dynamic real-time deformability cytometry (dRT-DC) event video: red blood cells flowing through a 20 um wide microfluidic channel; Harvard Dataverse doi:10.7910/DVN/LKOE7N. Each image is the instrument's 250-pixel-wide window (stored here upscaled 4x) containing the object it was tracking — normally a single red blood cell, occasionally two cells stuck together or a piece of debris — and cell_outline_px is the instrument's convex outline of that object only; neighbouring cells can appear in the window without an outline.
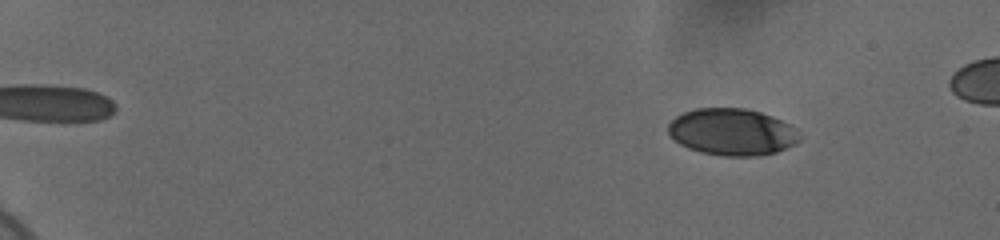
{"species": "human", "species_latin": "Homo sapiens", "temperature_condition": "cold", "stored_images_in_passage": 58, "camera_frame_rate_fps": 3000, "um_per_image_px": 0.085, "donor": {"sex": "female"}, "frame": {"image": 1, "passage_image": 8, "time_ms": 2.333, "image_size_px": [1000, 240], "cell_outline_px": [[800, 140], [776, 152], [756, 156], [724, 156], [700, 152], [688, 148], [680, 144], [668, 132], [668, 124], [676, 116], [684, 112], [696, 108], [748, 108], [772, 116], [788, 124], [800, 136]], "centroid_in_image_um": [62.19, 11.21], "position_along_channel_um": 22.8, "area_um2": 35.55}}
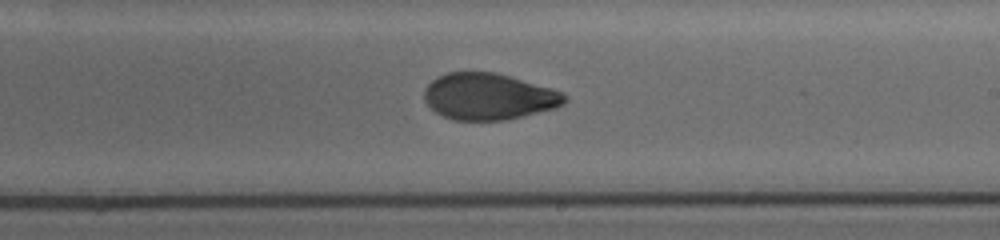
{"frame": {"image": 2, "passage_image": 38, "time_ms": 12.333, "image_size_px": [1000, 240], "cell_outline_px": [[568, 100], [564, 104], [556, 108], [504, 120], [452, 120], [436, 112], [424, 100], [424, 88], [436, 76], [448, 72], [496, 72], [552, 88], [564, 92], [568, 96]], "centroid_in_image_um": [41.55, 8.19], "position_along_channel_um": 247.4, "area_um2": 38.21}}
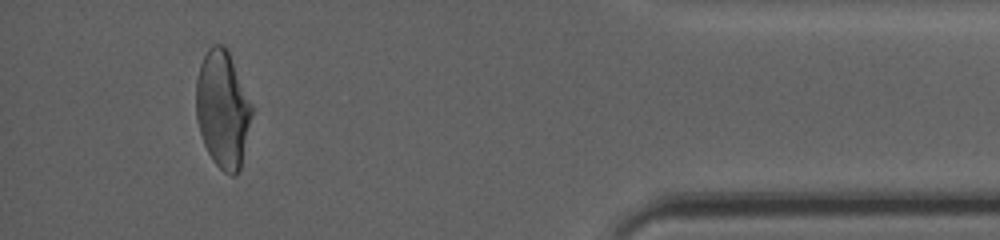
{"frame": {"image": 3, "passage_image": 55, "time_ms": 18.0, "image_size_px": [1000, 240], "cell_outline_px": [[256, 108], [240, 168], [236, 176], [232, 176], [224, 172], [212, 160], [204, 144], [200, 132], [196, 116], [196, 80], [200, 64], [208, 48], [212, 44], [224, 44], [228, 48]], "centroid_in_image_um": [18.98, 9.25], "position_along_channel_um": 416.2, "area_um2": 39.25}}